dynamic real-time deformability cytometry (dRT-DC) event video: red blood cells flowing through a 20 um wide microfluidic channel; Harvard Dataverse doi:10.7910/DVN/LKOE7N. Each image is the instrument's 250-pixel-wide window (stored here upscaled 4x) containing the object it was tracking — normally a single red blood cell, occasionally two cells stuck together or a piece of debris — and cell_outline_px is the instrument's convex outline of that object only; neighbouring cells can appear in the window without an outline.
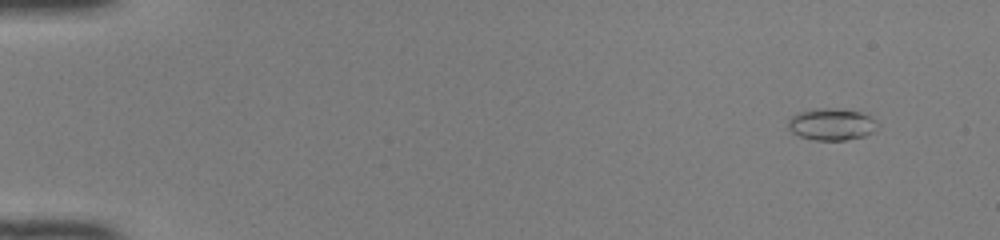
{"species": "common noctule bat (a hibernating species)", "species_latin": "Nyctalus noctula", "temperature_condition": "room temperature", "stored_images_in_passage": 48, "camera_frame_rate_fps": 3000, "um_per_image_px": 0.085, "animal": {"sex": "female", "body_mass_g": 22.0, "forearm_length_mm": 56.7}, "frame": {"image": 1, "passage_image": 2, "time_ms": 0.333, "image_size_px": [1000, 240], "cell_outline_px": [[880, 124], [872, 132], [864, 136], [844, 140], [812, 140], [800, 136], [792, 132], [788, 128], [788, 120], [792, 116], [800, 112], [816, 108], [836, 108], [860, 112], [876, 120]], "centroid_in_image_um": [70.68, 10.56], "position_along_channel_um": 14.3, "area_um2": 16.59}}
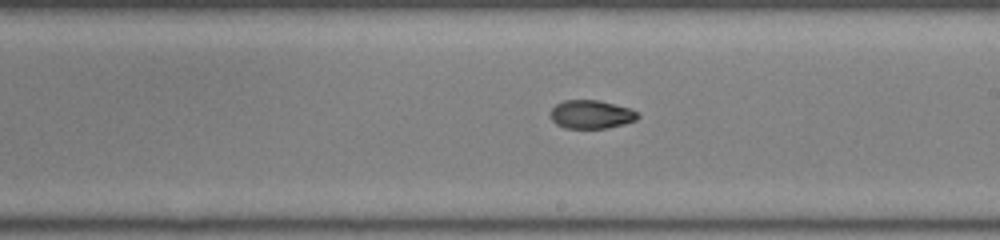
{"frame": {"image": 2, "passage_image": 28, "time_ms": 9.0, "image_size_px": [1000, 240], "cell_outline_px": [[640, 116], [636, 120], [624, 124], [608, 128], [564, 128], [556, 124], [552, 120], [552, 108], [556, 104], [564, 100], [600, 100], [632, 108]], "centroid_in_image_um": [50.29, 9.72], "position_along_channel_um": 238.7, "area_um2": 14.57}}
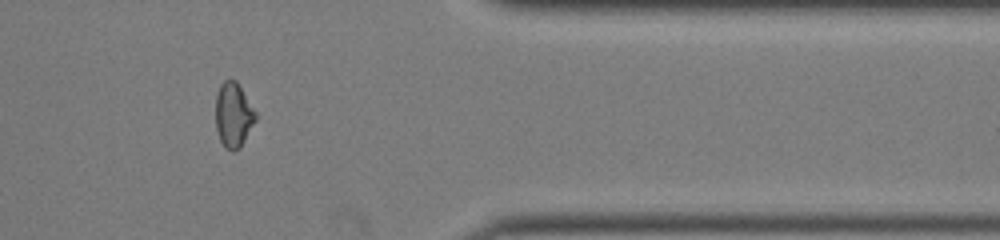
{"frame": {"image": 3, "passage_image": 40, "time_ms": 13.0, "image_size_px": [1000, 240], "cell_outline_px": [[256, 120], [240, 148], [232, 152], [224, 148], [220, 140], [216, 128], [216, 92], [220, 84], [224, 80], [236, 80], [256, 112]], "centroid_in_image_um": [19.83, 9.78], "position_along_channel_um": 391.6, "area_um2": 15.14}, "authors_computed_cell_mechanics": {"area_um2": 15.3459, "velocity_mm_per_s": 4.1647, "shape_relaxation_time_tau1_ms": 7.6273, "shape_relaxation_time_tau2_ms": 1.3894, "deformation_change_tau1": 0.2216, "deformation_change_tau2": 0.0535}}